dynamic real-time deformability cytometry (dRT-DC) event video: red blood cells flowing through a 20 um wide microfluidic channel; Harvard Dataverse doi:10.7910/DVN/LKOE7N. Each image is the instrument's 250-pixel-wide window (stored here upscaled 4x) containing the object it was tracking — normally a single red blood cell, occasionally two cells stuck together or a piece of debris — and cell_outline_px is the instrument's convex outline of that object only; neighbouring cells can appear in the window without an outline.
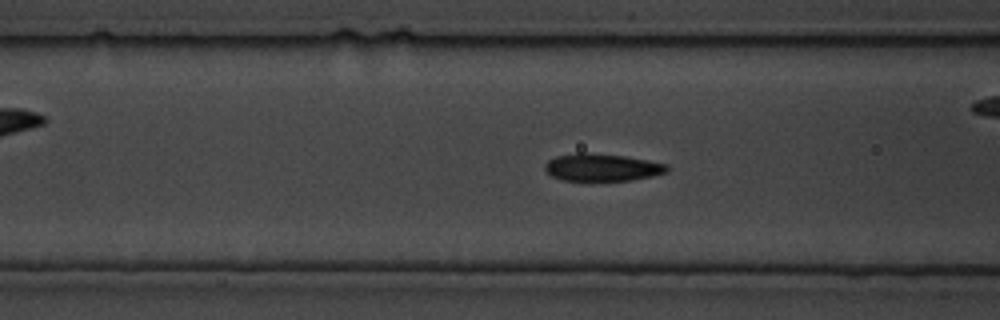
{"species": "common noctule bat (a hibernating species)", "species_latin": "Nyctalus noctula", "temperature_condition": "cold", "stored_images_in_passage": 96, "camera_frame_rate_fps": 3000, "um_per_image_px": 0.085, "animal": {"sex": "male", "body_mass_g": 19.5, "forearm_length_mm": 54.6}, "frame": {"image": 1, "passage_image": 23, "time_ms": 7.333, "image_size_px": [1000, 320], "cell_outline_px": [[668, 172], [652, 176], [632, 180], [592, 184], [588, 184], [564, 180], [552, 176], [544, 168], [544, 164], [548, 160], [556, 156], [576, 152], [588, 152], [624, 156], [648, 160], [668, 164]], "centroid_in_image_um": [51.15, 14.27], "position_along_channel_um": 115.5, "area_um2": 20.58}}
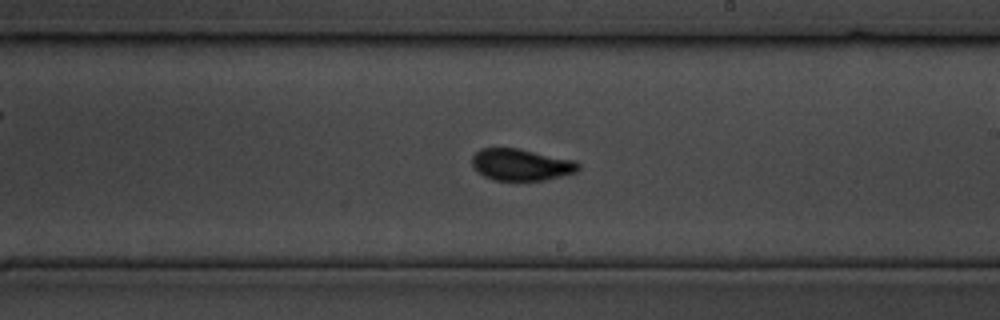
{"frame": {"image": 2, "passage_image": 46, "time_ms": 15.0, "image_size_px": [1000, 320], "cell_outline_px": [[580, 168], [576, 172], [544, 180], [492, 180], [484, 176], [472, 168], [472, 156], [480, 148], [520, 148], [576, 160], [580, 164]], "centroid_in_image_um": [44.29, 13.99], "position_along_channel_um": 244.7, "area_um2": 19.88}}
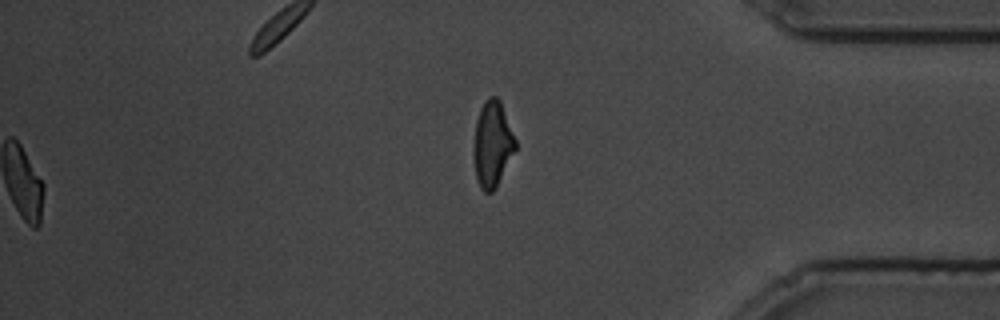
{"frame": {"image": 3, "passage_image": 96, "time_ms": 31.667, "image_size_px": [1000, 320], "cell_outline_px": [[516, 148], [496, 188], [492, 192], [484, 192], [480, 188], [476, 180], [472, 152], [476, 120], [480, 108], [488, 96], [496, 96], [500, 100], [516, 140]], "centroid_in_image_um": [41.82, 12.26], "position_along_channel_um": 393.4, "area_um2": 21.1}}